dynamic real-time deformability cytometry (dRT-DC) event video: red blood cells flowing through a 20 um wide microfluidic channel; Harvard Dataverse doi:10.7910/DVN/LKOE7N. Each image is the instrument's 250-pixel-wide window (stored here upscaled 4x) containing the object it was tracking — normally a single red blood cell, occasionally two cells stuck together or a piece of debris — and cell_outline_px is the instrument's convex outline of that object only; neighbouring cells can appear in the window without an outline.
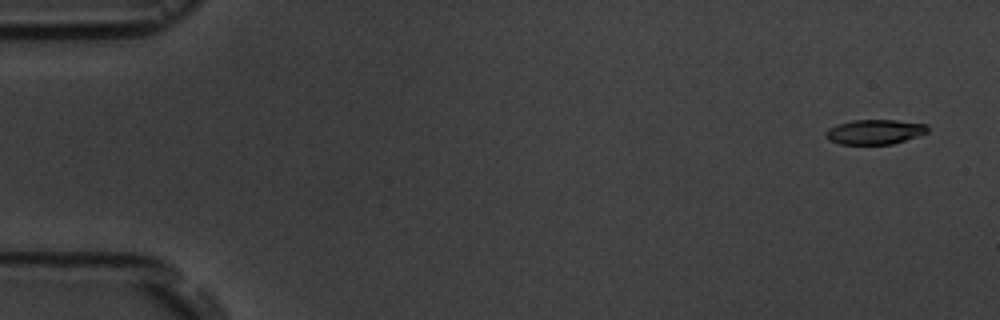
{"species": "common noctule bat (a hibernating species)", "species_latin": "Nyctalus noctula", "temperature_condition": "room temperature", "stored_images_in_passage": 5, "camera_frame_rate_fps": 3000, "um_per_image_px": 0.085, "animal": {"sex": "male", "body_mass_g": 19.5, "forearm_length_mm": 54.6}, "frame": {"image": 1, "passage_image": 1, "time_ms": 0.0, "image_size_px": [1000, 320], "cell_outline_px": [[928, 132], [892, 144], [840, 144], [828, 140], [824, 136], [824, 132], [828, 128], [836, 124], [852, 120], [896, 120], [928, 124]], "centroid_in_image_um": [74.3, 11.2], "position_along_channel_um": 10.7, "area_um2": 14.8}}
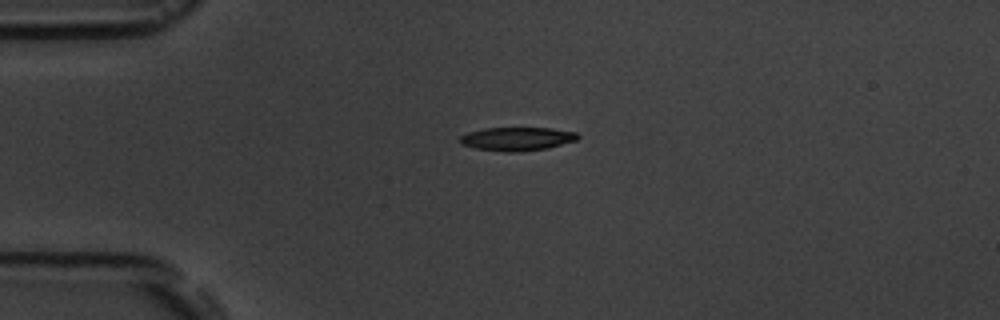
{"frame": {"image": 2, "passage_image": 4, "time_ms": 3.667, "image_size_px": [1000, 320], "cell_outline_px": [[580, 136], [576, 140], [548, 148], [520, 152], [508, 152], [476, 148], [460, 144], [460, 136], [468, 132], [484, 128], [552, 128], [576, 132]], "centroid_in_image_um": [43.95, 11.8], "position_along_channel_um": 41.0, "area_um2": 16.13}}